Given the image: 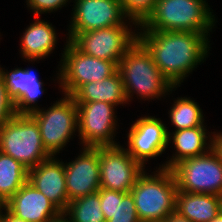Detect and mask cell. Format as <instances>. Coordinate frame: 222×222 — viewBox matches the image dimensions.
I'll return each instance as SVG.
<instances>
[{
    "mask_svg": "<svg viewBox=\"0 0 222 222\" xmlns=\"http://www.w3.org/2000/svg\"><path fill=\"white\" fill-rule=\"evenodd\" d=\"M138 41L147 49L162 75L176 88L208 57V33L139 31ZM188 74V75H187Z\"/></svg>",
    "mask_w": 222,
    "mask_h": 222,
    "instance_id": "1",
    "label": "cell"
},
{
    "mask_svg": "<svg viewBox=\"0 0 222 222\" xmlns=\"http://www.w3.org/2000/svg\"><path fill=\"white\" fill-rule=\"evenodd\" d=\"M207 0H156L138 31L212 32L217 20ZM216 21V22H215Z\"/></svg>",
    "mask_w": 222,
    "mask_h": 222,
    "instance_id": "2",
    "label": "cell"
},
{
    "mask_svg": "<svg viewBox=\"0 0 222 222\" xmlns=\"http://www.w3.org/2000/svg\"><path fill=\"white\" fill-rule=\"evenodd\" d=\"M118 71L128 102L132 100L133 94L149 101L155 98L160 100L174 91L173 85L162 75L150 53L139 41L125 52L118 63Z\"/></svg>",
    "mask_w": 222,
    "mask_h": 222,
    "instance_id": "3",
    "label": "cell"
},
{
    "mask_svg": "<svg viewBox=\"0 0 222 222\" xmlns=\"http://www.w3.org/2000/svg\"><path fill=\"white\" fill-rule=\"evenodd\" d=\"M144 170L137 178L133 195L141 222H163L176 210L177 182L172 169L158 168L152 174ZM157 172V173H156Z\"/></svg>",
    "mask_w": 222,
    "mask_h": 222,
    "instance_id": "4",
    "label": "cell"
},
{
    "mask_svg": "<svg viewBox=\"0 0 222 222\" xmlns=\"http://www.w3.org/2000/svg\"><path fill=\"white\" fill-rule=\"evenodd\" d=\"M0 152L13 157L28 170L51 157L43 147L39 126L30 114H15L0 127Z\"/></svg>",
    "mask_w": 222,
    "mask_h": 222,
    "instance_id": "5",
    "label": "cell"
},
{
    "mask_svg": "<svg viewBox=\"0 0 222 222\" xmlns=\"http://www.w3.org/2000/svg\"><path fill=\"white\" fill-rule=\"evenodd\" d=\"M58 66L59 88L72 96L82 85L103 80L118 70V65L109 60L88 56L66 39Z\"/></svg>",
    "mask_w": 222,
    "mask_h": 222,
    "instance_id": "6",
    "label": "cell"
},
{
    "mask_svg": "<svg viewBox=\"0 0 222 222\" xmlns=\"http://www.w3.org/2000/svg\"><path fill=\"white\" fill-rule=\"evenodd\" d=\"M63 96L49 108H39L30 113L39 126L43 147L51 156L59 154L78 131L75 100L70 95Z\"/></svg>",
    "mask_w": 222,
    "mask_h": 222,
    "instance_id": "7",
    "label": "cell"
},
{
    "mask_svg": "<svg viewBox=\"0 0 222 222\" xmlns=\"http://www.w3.org/2000/svg\"><path fill=\"white\" fill-rule=\"evenodd\" d=\"M133 25L139 28L135 21L129 19L123 25L78 33L70 42L88 56L113 61L118 65L125 52L138 41L136 30L139 29H133V32Z\"/></svg>",
    "mask_w": 222,
    "mask_h": 222,
    "instance_id": "8",
    "label": "cell"
},
{
    "mask_svg": "<svg viewBox=\"0 0 222 222\" xmlns=\"http://www.w3.org/2000/svg\"><path fill=\"white\" fill-rule=\"evenodd\" d=\"M178 191L222 196V160L213 148L172 168Z\"/></svg>",
    "mask_w": 222,
    "mask_h": 222,
    "instance_id": "9",
    "label": "cell"
},
{
    "mask_svg": "<svg viewBox=\"0 0 222 222\" xmlns=\"http://www.w3.org/2000/svg\"><path fill=\"white\" fill-rule=\"evenodd\" d=\"M78 110V139L83 147L117 146L116 106L106 102H75ZM114 135V136H113Z\"/></svg>",
    "mask_w": 222,
    "mask_h": 222,
    "instance_id": "10",
    "label": "cell"
},
{
    "mask_svg": "<svg viewBox=\"0 0 222 222\" xmlns=\"http://www.w3.org/2000/svg\"><path fill=\"white\" fill-rule=\"evenodd\" d=\"M74 3L68 41L78 33L123 25L129 20L122 9L121 0H75Z\"/></svg>",
    "mask_w": 222,
    "mask_h": 222,
    "instance_id": "11",
    "label": "cell"
},
{
    "mask_svg": "<svg viewBox=\"0 0 222 222\" xmlns=\"http://www.w3.org/2000/svg\"><path fill=\"white\" fill-rule=\"evenodd\" d=\"M100 187L130 192L145 168L121 145L99 147Z\"/></svg>",
    "mask_w": 222,
    "mask_h": 222,
    "instance_id": "12",
    "label": "cell"
},
{
    "mask_svg": "<svg viewBox=\"0 0 222 222\" xmlns=\"http://www.w3.org/2000/svg\"><path fill=\"white\" fill-rule=\"evenodd\" d=\"M168 127L155 116L138 118L127 135V152L143 167L151 158L161 156L168 148Z\"/></svg>",
    "mask_w": 222,
    "mask_h": 222,
    "instance_id": "13",
    "label": "cell"
},
{
    "mask_svg": "<svg viewBox=\"0 0 222 222\" xmlns=\"http://www.w3.org/2000/svg\"><path fill=\"white\" fill-rule=\"evenodd\" d=\"M68 200L93 194L100 187L99 147H82L80 155L64 163Z\"/></svg>",
    "mask_w": 222,
    "mask_h": 222,
    "instance_id": "14",
    "label": "cell"
},
{
    "mask_svg": "<svg viewBox=\"0 0 222 222\" xmlns=\"http://www.w3.org/2000/svg\"><path fill=\"white\" fill-rule=\"evenodd\" d=\"M32 70L18 67L8 72L0 67V74L7 95L14 105L15 114H30L39 109L37 102L45 92L44 83Z\"/></svg>",
    "mask_w": 222,
    "mask_h": 222,
    "instance_id": "15",
    "label": "cell"
},
{
    "mask_svg": "<svg viewBox=\"0 0 222 222\" xmlns=\"http://www.w3.org/2000/svg\"><path fill=\"white\" fill-rule=\"evenodd\" d=\"M28 182L42 192L54 205L64 212L68 200L64 162L51 156L28 170Z\"/></svg>",
    "mask_w": 222,
    "mask_h": 222,
    "instance_id": "16",
    "label": "cell"
},
{
    "mask_svg": "<svg viewBox=\"0 0 222 222\" xmlns=\"http://www.w3.org/2000/svg\"><path fill=\"white\" fill-rule=\"evenodd\" d=\"M6 208L28 222H47L61 211L28 181L6 202Z\"/></svg>",
    "mask_w": 222,
    "mask_h": 222,
    "instance_id": "17",
    "label": "cell"
},
{
    "mask_svg": "<svg viewBox=\"0 0 222 222\" xmlns=\"http://www.w3.org/2000/svg\"><path fill=\"white\" fill-rule=\"evenodd\" d=\"M168 134L169 143L173 140L172 146L174 144L176 152L158 168L172 169L182 160L204 155L213 147V136L209 135L206 126L182 129L172 133L168 132Z\"/></svg>",
    "mask_w": 222,
    "mask_h": 222,
    "instance_id": "18",
    "label": "cell"
},
{
    "mask_svg": "<svg viewBox=\"0 0 222 222\" xmlns=\"http://www.w3.org/2000/svg\"><path fill=\"white\" fill-rule=\"evenodd\" d=\"M35 21L30 23L21 36L20 54L23 59L31 62L45 59L55 49L57 33L52 23L34 16Z\"/></svg>",
    "mask_w": 222,
    "mask_h": 222,
    "instance_id": "19",
    "label": "cell"
},
{
    "mask_svg": "<svg viewBox=\"0 0 222 222\" xmlns=\"http://www.w3.org/2000/svg\"><path fill=\"white\" fill-rule=\"evenodd\" d=\"M176 211L192 222H210L222 212V196L178 191Z\"/></svg>",
    "mask_w": 222,
    "mask_h": 222,
    "instance_id": "20",
    "label": "cell"
},
{
    "mask_svg": "<svg viewBox=\"0 0 222 222\" xmlns=\"http://www.w3.org/2000/svg\"><path fill=\"white\" fill-rule=\"evenodd\" d=\"M75 102H106L115 106L125 105L128 99L121 75L117 70L111 76L82 85L73 95Z\"/></svg>",
    "mask_w": 222,
    "mask_h": 222,
    "instance_id": "21",
    "label": "cell"
},
{
    "mask_svg": "<svg viewBox=\"0 0 222 222\" xmlns=\"http://www.w3.org/2000/svg\"><path fill=\"white\" fill-rule=\"evenodd\" d=\"M28 181V169L0 152V200L7 202Z\"/></svg>",
    "mask_w": 222,
    "mask_h": 222,
    "instance_id": "22",
    "label": "cell"
},
{
    "mask_svg": "<svg viewBox=\"0 0 222 222\" xmlns=\"http://www.w3.org/2000/svg\"><path fill=\"white\" fill-rule=\"evenodd\" d=\"M168 112L171 123L175 127L174 131L205 126L202 109L190 97L184 96L183 98L178 97L175 99Z\"/></svg>",
    "mask_w": 222,
    "mask_h": 222,
    "instance_id": "23",
    "label": "cell"
},
{
    "mask_svg": "<svg viewBox=\"0 0 222 222\" xmlns=\"http://www.w3.org/2000/svg\"><path fill=\"white\" fill-rule=\"evenodd\" d=\"M64 213L71 222H106L101 210L99 190L70 201Z\"/></svg>",
    "mask_w": 222,
    "mask_h": 222,
    "instance_id": "24",
    "label": "cell"
},
{
    "mask_svg": "<svg viewBox=\"0 0 222 222\" xmlns=\"http://www.w3.org/2000/svg\"><path fill=\"white\" fill-rule=\"evenodd\" d=\"M106 222H141L137 216L135 201L131 192L116 190V209Z\"/></svg>",
    "mask_w": 222,
    "mask_h": 222,
    "instance_id": "25",
    "label": "cell"
},
{
    "mask_svg": "<svg viewBox=\"0 0 222 222\" xmlns=\"http://www.w3.org/2000/svg\"><path fill=\"white\" fill-rule=\"evenodd\" d=\"M156 0H121L125 15L140 25L152 12Z\"/></svg>",
    "mask_w": 222,
    "mask_h": 222,
    "instance_id": "26",
    "label": "cell"
},
{
    "mask_svg": "<svg viewBox=\"0 0 222 222\" xmlns=\"http://www.w3.org/2000/svg\"><path fill=\"white\" fill-rule=\"evenodd\" d=\"M69 0H26L27 7L34 13V16L51 13L66 6Z\"/></svg>",
    "mask_w": 222,
    "mask_h": 222,
    "instance_id": "27",
    "label": "cell"
},
{
    "mask_svg": "<svg viewBox=\"0 0 222 222\" xmlns=\"http://www.w3.org/2000/svg\"><path fill=\"white\" fill-rule=\"evenodd\" d=\"M14 115V105L7 95V91L0 74V127L10 120Z\"/></svg>",
    "mask_w": 222,
    "mask_h": 222,
    "instance_id": "28",
    "label": "cell"
},
{
    "mask_svg": "<svg viewBox=\"0 0 222 222\" xmlns=\"http://www.w3.org/2000/svg\"><path fill=\"white\" fill-rule=\"evenodd\" d=\"M100 205L105 220L112 218L116 209V190L106 188L99 189Z\"/></svg>",
    "mask_w": 222,
    "mask_h": 222,
    "instance_id": "29",
    "label": "cell"
},
{
    "mask_svg": "<svg viewBox=\"0 0 222 222\" xmlns=\"http://www.w3.org/2000/svg\"><path fill=\"white\" fill-rule=\"evenodd\" d=\"M213 135V150L218 154L222 160V132H211Z\"/></svg>",
    "mask_w": 222,
    "mask_h": 222,
    "instance_id": "30",
    "label": "cell"
},
{
    "mask_svg": "<svg viewBox=\"0 0 222 222\" xmlns=\"http://www.w3.org/2000/svg\"><path fill=\"white\" fill-rule=\"evenodd\" d=\"M163 222H192L176 210L169 214Z\"/></svg>",
    "mask_w": 222,
    "mask_h": 222,
    "instance_id": "31",
    "label": "cell"
},
{
    "mask_svg": "<svg viewBox=\"0 0 222 222\" xmlns=\"http://www.w3.org/2000/svg\"><path fill=\"white\" fill-rule=\"evenodd\" d=\"M0 222H28L24 219L18 218L12 214L7 208H5Z\"/></svg>",
    "mask_w": 222,
    "mask_h": 222,
    "instance_id": "32",
    "label": "cell"
},
{
    "mask_svg": "<svg viewBox=\"0 0 222 222\" xmlns=\"http://www.w3.org/2000/svg\"><path fill=\"white\" fill-rule=\"evenodd\" d=\"M47 222H71V221H70L69 217L64 212H61L59 215L50 219Z\"/></svg>",
    "mask_w": 222,
    "mask_h": 222,
    "instance_id": "33",
    "label": "cell"
},
{
    "mask_svg": "<svg viewBox=\"0 0 222 222\" xmlns=\"http://www.w3.org/2000/svg\"><path fill=\"white\" fill-rule=\"evenodd\" d=\"M5 208H6V202L0 200V221L4 212L3 210H5Z\"/></svg>",
    "mask_w": 222,
    "mask_h": 222,
    "instance_id": "34",
    "label": "cell"
},
{
    "mask_svg": "<svg viewBox=\"0 0 222 222\" xmlns=\"http://www.w3.org/2000/svg\"><path fill=\"white\" fill-rule=\"evenodd\" d=\"M210 222H222V212Z\"/></svg>",
    "mask_w": 222,
    "mask_h": 222,
    "instance_id": "35",
    "label": "cell"
}]
</instances>
